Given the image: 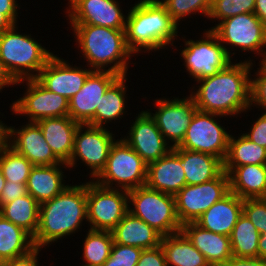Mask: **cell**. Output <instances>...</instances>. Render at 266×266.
Wrapping results in <instances>:
<instances>
[{
    "label": "cell",
    "mask_w": 266,
    "mask_h": 266,
    "mask_svg": "<svg viewBox=\"0 0 266 266\" xmlns=\"http://www.w3.org/2000/svg\"><path fill=\"white\" fill-rule=\"evenodd\" d=\"M253 60L231 62L215 75L198 80L190 96L199 111L235 116L250 109V78Z\"/></svg>",
    "instance_id": "1"
},
{
    "label": "cell",
    "mask_w": 266,
    "mask_h": 266,
    "mask_svg": "<svg viewBox=\"0 0 266 266\" xmlns=\"http://www.w3.org/2000/svg\"><path fill=\"white\" fill-rule=\"evenodd\" d=\"M83 220L87 221V182L71 186L68 184L52 200L40 204L34 246L43 248L78 232Z\"/></svg>",
    "instance_id": "2"
},
{
    "label": "cell",
    "mask_w": 266,
    "mask_h": 266,
    "mask_svg": "<svg viewBox=\"0 0 266 266\" xmlns=\"http://www.w3.org/2000/svg\"><path fill=\"white\" fill-rule=\"evenodd\" d=\"M138 1L126 17L125 37L129 50L138 55L143 51L164 49L169 44L173 46L174 39L179 36L178 24L165 7L159 0Z\"/></svg>",
    "instance_id": "3"
},
{
    "label": "cell",
    "mask_w": 266,
    "mask_h": 266,
    "mask_svg": "<svg viewBox=\"0 0 266 266\" xmlns=\"http://www.w3.org/2000/svg\"><path fill=\"white\" fill-rule=\"evenodd\" d=\"M71 29L77 39L78 48L84 59H87V67L97 71L108 70L120 76L127 75L133 53L127 46L125 29L90 24H71Z\"/></svg>",
    "instance_id": "4"
},
{
    "label": "cell",
    "mask_w": 266,
    "mask_h": 266,
    "mask_svg": "<svg viewBox=\"0 0 266 266\" xmlns=\"http://www.w3.org/2000/svg\"><path fill=\"white\" fill-rule=\"evenodd\" d=\"M16 26L0 34V58L17 82L35 79L54 54Z\"/></svg>",
    "instance_id": "5"
},
{
    "label": "cell",
    "mask_w": 266,
    "mask_h": 266,
    "mask_svg": "<svg viewBox=\"0 0 266 266\" xmlns=\"http://www.w3.org/2000/svg\"><path fill=\"white\" fill-rule=\"evenodd\" d=\"M128 212L142 219L162 236L178 233L182 229L176 214L175 196L146 185L128 191Z\"/></svg>",
    "instance_id": "6"
},
{
    "label": "cell",
    "mask_w": 266,
    "mask_h": 266,
    "mask_svg": "<svg viewBox=\"0 0 266 266\" xmlns=\"http://www.w3.org/2000/svg\"><path fill=\"white\" fill-rule=\"evenodd\" d=\"M95 179L101 186L129 191L146 185L147 164L120 138L111 146L106 165Z\"/></svg>",
    "instance_id": "7"
},
{
    "label": "cell",
    "mask_w": 266,
    "mask_h": 266,
    "mask_svg": "<svg viewBox=\"0 0 266 266\" xmlns=\"http://www.w3.org/2000/svg\"><path fill=\"white\" fill-rule=\"evenodd\" d=\"M217 35L220 43L225 48L228 56L232 54L229 45L233 49L240 48L242 51L255 52L260 55L262 61L266 56V26L254 13H245L231 16L211 27ZM225 44V45H224Z\"/></svg>",
    "instance_id": "8"
},
{
    "label": "cell",
    "mask_w": 266,
    "mask_h": 266,
    "mask_svg": "<svg viewBox=\"0 0 266 266\" xmlns=\"http://www.w3.org/2000/svg\"><path fill=\"white\" fill-rule=\"evenodd\" d=\"M127 212V190L107 188L95 180L87 182V221L90 229L111 232Z\"/></svg>",
    "instance_id": "9"
},
{
    "label": "cell",
    "mask_w": 266,
    "mask_h": 266,
    "mask_svg": "<svg viewBox=\"0 0 266 266\" xmlns=\"http://www.w3.org/2000/svg\"><path fill=\"white\" fill-rule=\"evenodd\" d=\"M204 33L203 39H184L185 47L180 54L186 72H189L195 81L215 75L232 62L217 35L211 29Z\"/></svg>",
    "instance_id": "10"
},
{
    "label": "cell",
    "mask_w": 266,
    "mask_h": 266,
    "mask_svg": "<svg viewBox=\"0 0 266 266\" xmlns=\"http://www.w3.org/2000/svg\"><path fill=\"white\" fill-rule=\"evenodd\" d=\"M218 116L224 117L220 114L197 110L182 142L177 147L210 154L223 162L227 154L230 134L219 124Z\"/></svg>",
    "instance_id": "11"
},
{
    "label": "cell",
    "mask_w": 266,
    "mask_h": 266,
    "mask_svg": "<svg viewBox=\"0 0 266 266\" xmlns=\"http://www.w3.org/2000/svg\"><path fill=\"white\" fill-rule=\"evenodd\" d=\"M230 192L229 175L223 171L217 178L202 184L185 185L175 195L176 214L181 225L195 222L215 202Z\"/></svg>",
    "instance_id": "12"
},
{
    "label": "cell",
    "mask_w": 266,
    "mask_h": 266,
    "mask_svg": "<svg viewBox=\"0 0 266 266\" xmlns=\"http://www.w3.org/2000/svg\"><path fill=\"white\" fill-rule=\"evenodd\" d=\"M113 135L106 127L80 124L75 134L71 158L67 163L68 168H73L81 160V163L91 169L89 175L95 180L104 169L111 146L116 141Z\"/></svg>",
    "instance_id": "13"
},
{
    "label": "cell",
    "mask_w": 266,
    "mask_h": 266,
    "mask_svg": "<svg viewBox=\"0 0 266 266\" xmlns=\"http://www.w3.org/2000/svg\"><path fill=\"white\" fill-rule=\"evenodd\" d=\"M26 81L27 90L23 97L14 101L11 111L16 115H26L28 122H38L44 118H57L68 115L69 100L64 96L49 91L36 79L18 81L24 84Z\"/></svg>",
    "instance_id": "14"
},
{
    "label": "cell",
    "mask_w": 266,
    "mask_h": 266,
    "mask_svg": "<svg viewBox=\"0 0 266 266\" xmlns=\"http://www.w3.org/2000/svg\"><path fill=\"white\" fill-rule=\"evenodd\" d=\"M174 99H157L155 105L158 107L155 113L147 111L155 120L157 127L165 141L171 147H177L183 140L191 119L198 110L191 96Z\"/></svg>",
    "instance_id": "15"
},
{
    "label": "cell",
    "mask_w": 266,
    "mask_h": 266,
    "mask_svg": "<svg viewBox=\"0 0 266 266\" xmlns=\"http://www.w3.org/2000/svg\"><path fill=\"white\" fill-rule=\"evenodd\" d=\"M120 75L105 70H93L84 82L83 87L71 99H69L68 115L79 124L94 126V115L101 97L108 87Z\"/></svg>",
    "instance_id": "16"
},
{
    "label": "cell",
    "mask_w": 266,
    "mask_h": 266,
    "mask_svg": "<svg viewBox=\"0 0 266 266\" xmlns=\"http://www.w3.org/2000/svg\"><path fill=\"white\" fill-rule=\"evenodd\" d=\"M69 24H90L125 29L126 17L117 0H68Z\"/></svg>",
    "instance_id": "17"
},
{
    "label": "cell",
    "mask_w": 266,
    "mask_h": 266,
    "mask_svg": "<svg viewBox=\"0 0 266 266\" xmlns=\"http://www.w3.org/2000/svg\"><path fill=\"white\" fill-rule=\"evenodd\" d=\"M128 132L129 135L123 140L147 165L165 156L172 149L147 111L143 110L136 116Z\"/></svg>",
    "instance_id": "18"
},
{
    "label": "cell",
    "mask_w": 266,
    "mask_h": 266,
    "mask_svg": "<svg viewBox=\"0 0 266 266\" xmlns=\"http://www.w3.org/2000/svg\"><path fill=\"white\" fill-rule=\"evenodd\" d=\"M90 68L73 67L63 58L53 55L35 78L51 92L71 99L84 85Z\"/></svg>",
    "instance_id": "19"
},
{
    "label": "cell",
    "mask_w": 266,
    "mask_h": 266,
    "mask_svg": "<svg viewBox=\"0 0 266 266\" xmlns=\"http://www.w3.org/2000/svg\"><path fill=\"white\" fill-rule=\"evenodd\" d=\"M6 143L17 153L26 157L34 166L62 163L54 155L36 122H28L20 129L7 126Z\"/></svg>",
    "instance_id": "20"
},
{
    "label": "cell",
    "mask_w": 266,
    "mask_h": 266,
    "mask_svg": "<svg viewBox=\"0 0 266 266\" xmlns=\"http://www.w3.org/2000/svg\"><path fill=\"white\" fill-rule=\"evenodd\" d=\"M185 185L181 159L172 149L165 156L147 165L148 188L175 196Z\"/></svg>",
    "instance_id": "21"
},
{
    "label": "cell",
    "mask_w": 266,
    "mask_h": 266,
    "mask_svg": "<svg viewBox=\"0 0 266 266\" xmlns=\"http://www.w3.org/2000/svg\"><path fill=\"white\" fill-rule=\"evenodd\" d=\"M243 200L229 192L205 211L195 223L205 230L230 236L232 229L243 213Z\"/></svg>",
    "instance_id": "22"
},
{
    "label": "cell",
    "mask_w": 266,
    "mask_h": 266,
    "mask_svg": "<svg viewBox=\"0 0 266 266\" xmlns=\"http://www.w3.org/2000/svg\"><path fill=\"white\" fill-rule=\"evenodd\" d=\"M181 231L203 254L210 266H222L233 256L229 236L205 230L195 222L183 224Z\"/></svg>",
    "instance_id": "23"
},
{
    "label": "cell",
    "mask_w": 266,
    "mask_h": 266,
    "mask_svg": "<svg viewBox=\"0 0 266 266\" xmlns=\"http://www.w3.org/2000/svg\"><path fill=\"white\" fill-rule=\"evenodd\" d=\"M54 155L63 163H68L73 151L74 139L79 123L69 115L44 118L36 122Z\"/></svg>",
    "instance_id": "24"
},
{
    "label": "cell",
    "mask_w": 266,
    "mask_h": 266,
    "mask_svg": "<svg viewBox=\"0 0 266 266\" xmlns=\"http://www.w3.org/2000/svg\"><path fill=\"white\" fill-rule=\"evenodd\" d=\"M66 167L68 168V165L63 162L55 165L33 166L26 182L28 193L39 204L52 200L68 186L63 183L65 176L62 168L66 169Z\"/></svg>",
    "instance_id": "25"
},
{
    "label": "cell",
    "mask_w": 266,
    "mask_h": 266,
    "mask_svg": "<svg viewBox=\"0 0 266 266\" xmlns=\"http://www.w3.org/2000/svg\"><path fill=\"white\" fill-rule=\"evenodd\" d=\"M223 169L229 175L230 192L242 199L266 197V164Z\"/></svg>",
    "instance_id": "26"
},
{
    "label": "cell",
    "mask_w": 266,
    "mask_h": 266,
    "mask_svg": "<svg viewBox=\"0 0 266 266\" xmlns=\"http://www.w3.org/2000/svg\"><path fill=\"white\" fill-rule=\"evenodd\" d=\"M111 232L114 243L141 249L155 248L162 239L159 232L130 212L126 213Z\"/></svg>",
    "instance_id": "27"
},
{
    "label": "cell",
    "mask_w": 266,
    "mask_h": 266,
    "mask_svg": "<svg viewBox=\"0 0 266 266\" xmlns=\"http://www.w3.org/2000/svg\"><path fill=\"white\" fill-rule=\"evenodd\" d=\"M172 150L181 159L186 185L206 183L217 178L224 171L223 162L218 157L178 147Z\"/></svg>",
    "instance_id": "28"
},
{
    "label": "cell",
    "mask_w": 266,
    "mask_h": 266,
    "mask_svg": "<svg viewBox=\"0 0 266 266\" xmlns=\"http://www.w3.org/2000/svg\"><path fill=\"white\" fill-rule=\"evenodd\" d=\"M160 245L167 266H210L182 231L162 236Z\"/></svg>",
    "instance_id": "29"
},
{
    "label": "cell",
    "mask_w": 266,
    "mask_h": 266,
    "mask_svg": "<svg viewBox=\"0 0 266 266\" xmlns=\"http://www.w3.org/2000/svg\"><path fill=\"white\" fill-rule=\"evenodd\" d=\"M126 76H119L101 97V102L97 105L94 115V126L105 128L106 123L123 117L126 112L125 107H127L125 106V98H127L125 81L128 80Z\"/></svg>",
    "instance_id": "30"
},
{
    "label": "cell",
    "mask_w": 266,
    "mask_h": 266,
    "mask_svg": "<svg viewBox=\"0 0 266 266\" xmlns=\"http://www.w3.org/2000/svg\"><path fill=\"white\" fill-rule=\"evenodd\" d=\"M34 248L33 237L28 232L0 215V264Z\"/></svg>",
    "instance_id": "31"
},
{
    "label": "cell",
    "mask_w": 266,
    "mask_h": 266,
    "mask_svg": "<svg viewBox=\"0 0 266 266\" xmlns=\"http://www.w3.org/2000/svg\"><path fill=\"white\" fill-rule=\"evenodd\" d=\"M40 204L28 193L0 207V215L23 228L32 237L39 225Z\"/></svg>",
    "instance_id": "32"
},
{
    "label": "cell",
    "mask_w": 266,
    "mask_h": 266,
    "mask_svg": "<svg viewBox=\"0 0 266 266\" xmlns=\"http://www.w3.org/2000/svg\"><path fill=\"white\" fill-rule=\"evenodd\" d=\"M266 164V148L250 141L243 134L238 139L230 134L223 167Z\"/></svg>",
    "instance_id": "33"
},
{
    "label": "cell",
    "mask_w": 266,
    "mask_h": 266,
    "mask_svg": "<svg viewBox=\"0 0 266 266\" xmlns=\"http://www.w3.org/2000/svg\"><path fill=\"white\" fill-rule=\"evenodd\" d=\"M232 255L243 258L258 257L260 233L242 213L230 234Z\"/></svg>",
    "instance_id": "34"
},
{
    "label": "cell",
    "mask_w": 266,
    "mask_h": 266,
    "mask_svg": "<svg viewBox=\"0 0 266 266\" xmlns=\"http://www.w3.org/2000/svg\"><path fill=\"white\" fill-rule=\"evenodd\" d=\"M114 244L110 231L89 229L83 243L82 266H102L110 257Z\"/></svg>",
    "instance_id": "35"
},
{
    "label": "cell",
    "mask_w": 266,
    "mask_h": 266,
    "mask_svg": "<svg viewBox=\"0 0 266 266\" xmlns=\"http://www.w3.org/2000/svg\"><path fill=\"white\" fill-rule=\"evenodd\" d=\"M33 164L7 143L0 150V168L6 181L26 183Z\"/></svg>",
    "instance_id": "36"
},
{
    "label": "cell",
    "mask_w": 266,
    "mask_h": 266,
    "mask_svg": "<svg viewBox=\"0 0 266 266\" xmlns=\"http://www.w3.org/2000/svg\"><path fill=\"white\" fill-rule=\"evenodd\" d=\"M159 2L178 25L182 18L191 14L196 15V12L208 17L212 6V0H159Z\"/></svg>",
    "instance_id": "37"
},
{
    "label": "cell",
    "mask_w": 266,
    "mask_h": 266,
    "mask_svg": "<svg viewBox=\"0 0 266 266\" xmlns=\"http://www.w3.org/2000/svg\"><path fill=\"white\" fill-rule=\"evenodd\" d=\"M255 0H212L208 18L218 22L231 16L254 13Z\"/></svg>",
    "instance_id": "38"
},
{
    "label": "cell",
    "mask_w": 266,
    "mask_h": 266,
    "mask_svg": "<svg viewBox=\"0 0 266 266\" xmlns=\"http://www.w3.org/2000/svg\"><path fill=\"white\" fill-rule=\"evenodd\" d=\"M143 249L114 243L108 260L102 266H136Z\"/></svg>",
    "instance_id": "39"
},
{
    "label": "cell",
    "mask_w": 266,
    "mask_h": 266,
    "mask_svg": "<svg viewBox=\"0 0 266 266\" xmlns=\"http://www.w3.org/2000/svg\"><path fill=\"white\" fill-rule=\"evenodd\" d=\"M243 214L261 234L266 232V198H246L243 200Z\"/></svg>",
    "instance_id": "40"
},
{
    "label": "cell",
    "mask_w": 266,
    "mask_h": 266,
    "mask_svg": "<svg viewBox=\"0 0 266 266\" xmlns=\"http://www.w3.org/2000/svg\"><path fill=\"white\" fill-rule=\"evenodd\" d=\"M255 78H250V107L257 105L266 111V65L259 61Z\"/></svg>",
    "instance_id": "41"
},
{
    "label": "cell",
    "mask_w": 266,
    "mask_h": 266,
    "mask_svg": "<svg viewBox=\"0 0 266 266\" xmlns=\"http://www.w3.org/2000/svg\"><path fill=\"white\" fill-rule=\"evenodd\" d=\"M136 266H167L161 245L155 248L143 249Z\"/></svg>",
    "instance_id": "42"
},
{
    "label": "cell",
    "mask_w": 266,
    "mask_h": 266,
    "mask_svg": "<svg viewBox=\"0 0 266 266\" xmlns=\"http://www.w3.org/2000/svg\"><path fill=\"white\" fill-rule=\"evenodd\" d=\"M250 132L243 133L250 141L266 148V111L251 126Z\"/></svg>",
    "instance_id": "43"
},
{
    "label": "cell",
    "mask_w": 266,
    "mask_h": 266,
    "mask_svg": "<svg viewBox=\"0 0 266 266\" xmlns=\"http://www.w3.org/2000/svg\"><path fill=\"white\" fill-rule=\"evenodd\" d=\"M26 194H28L26 183L6 181L0 196V207Z\"/></svg>",
    "instance_id": "44"
},
{
    "label": "cell",
    "mask_w": 266,
    "mask_h": 266,
    "mask_svg": "<svg viewBox=\"0 0 266 266\" xmlns=\"http://www.w3.org/2000/svg\"><path fill=\"white\" fill-rule=\"evenodd\" d=\"M41 248L35 247L33 250H31L29 253L16 257L11 260L4 261L0 264V266H39L38 254L41 251Z\"/></svg>",
    "instance_id": "45"
},
{
    "label": "cell",
    "mask_w": 266,
    "mask_h": 266,
    "mask_svg": "<svg viewBox=\"0 0 266 266\" xmlns=\"http://www.w3.org/2000/svg\"><path fill=\"white\" fill-rule=\"evenodd\" d=\"M222 266H266V259L264 258H243L232 256Z\"/></svg>",
    "instance_id": "46"
},
{
    "label": "cell",
    "mask_w": 266,
    "mask_h": 266,
    "mask_svg": "<svg viewBox=\"0 0 266 266\" xmlns=\"http://www.w3.org/2000/svg\"><path fill=\"white\" fill-rule=\"evenodd\" d=\"M17 0H0V10H4V15L14 24L17 25L18 5Z\"/></svg>",
    "instance_id": "47"
},
{
    "label": "cell",
    "mask_w": 266,
    "mask_h": 266,
    "mask_svg": "<svg viewBox=\"0 0 266 266\" xmlns=\"http://www.w3.org/2000/svg\"><path fill=\"white\" fill-rule=\"evenodd\" d=\"M17 81L12 77L0 58V92L6 86L17 85Z\"/></svg>",
    "instance_id": "48"
},
{
    "label": "cell",
    "mask_w": 266,
    "mask_h": 266,
    "mask_svg": "<svg viewBox=\"0 0 266 266\" xmlns=\"http://www.w3.org/2000/svg\"><path fill=\"white\" fill-rule=\"evenodd\" d=\"M254 14L266 26V0H255Z\"/></svg>",
    "instance_id": "49"
},
{
    "label": "cell",
    "mask_w": 266,
    "mask_h": 266,
    "mask_svg": "<svg viewBox=\"0 0 266 266\" xmlns=\"http://www.w3.org/2000/svg\"><path fill=\"white\" fill-rule=\"evenodd\" d=\"M258 257L266 259V232L261 233L259 237Z\"/></svg>",
    "instance_id": "50"
},
{
    "label": "cell",
    "mask_w": 266,
    "mask_h": 266,
    "mask_svg": "<svg viewBox=\"0 0 266 266\" xmlns=\"http://www.w3.org/2000/svg\"><path fill=\"white\" fill-rule=\"evenodd\" d=\"M14 24L4 15V10H0V34L10 29Z\"/></svg>",
    "instance_id": "51"
},
{
    "label": "cell",
    "mask_w": 266,
    "mask_h": 266,
    "mask_svg": "<svg viewBox=\"0 0 266 266\" xmlns=\"http://www.w3.org/2000/svg\"><path fill=\"white\" fill-rule=\"evenodd\" d=\"M7 139V125L0 120V150L6 144Z\"/></svg>",
    "instance_id": "52"
},
{
    "label": "cell",
    "mask_w": 266,
    "mask_h": 266,
    "mask_svg": "<svg viewBox=\"0 0 266 266\" xmlns=\"http://www.w3.org/2000/svg\"><path fill=\"white\" fill-rule=\"evenodd\" d=\"M5 183H6V179L4 178L2 170L0 168V196H1L2 190L5 186Z\"/></svg>",
    "instance_id": "53"
},
{
    "label": "cell",
    "mask_w": 266,
    "mask_h": 266,
    "mask_svg": "<svg viewBox=\"0 0 266 266\" xmlns=\"http://www.w3.org/2000/svg\"><path fill=\"white\" fill-rule=\"evenodd\" d=\"M262 62L266 65V56H265V58H264V60Z\"/></svg>",
    "instance_id": "54"
}]
</instances>
